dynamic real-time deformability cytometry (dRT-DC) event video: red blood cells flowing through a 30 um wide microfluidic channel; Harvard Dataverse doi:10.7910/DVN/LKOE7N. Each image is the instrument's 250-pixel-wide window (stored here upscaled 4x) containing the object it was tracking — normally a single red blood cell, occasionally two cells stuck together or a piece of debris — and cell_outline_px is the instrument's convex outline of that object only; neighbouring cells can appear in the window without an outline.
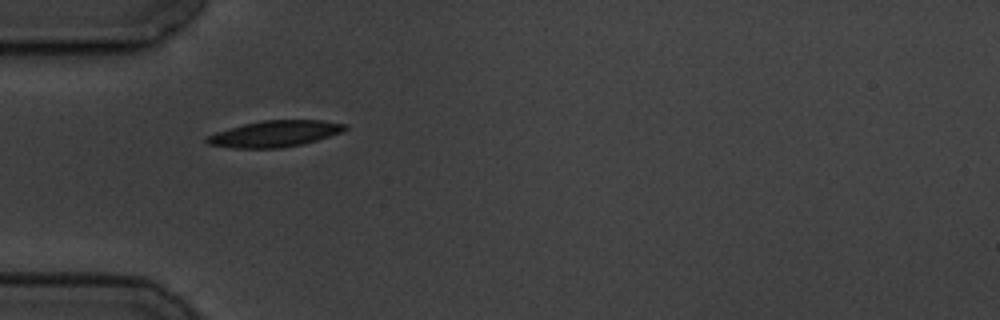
{"species": "common noctule bat (a hibernating species)", "species_latin": "Nyctalus noctula", "temperature_condition": "cold", "stored_images_in_passage": 1, "camera_frame_rate_fps": 3000, "um_per_image_px": 0.085, "animal": {"sex": "male", "body_mass_g": 19.5, "forearm_length_mm": 54.6}, "frame": {"image": 1, "passage_image": 1, "time_ms": 0.0, "image_size_px": [1000, 320], "cell_outline_px": [[348, 128], [340, 132], [304, 144], [280, 148], [232, 148], [208, 144], [204, 140], [204, 136], [216, 132], [244, 124], [260, 120], [324, 120], [348, 124]], "centroid_in_image_um": [23.33, 11.36], "position_along_channel_um": 61.7, "area_um2": 21.21}}